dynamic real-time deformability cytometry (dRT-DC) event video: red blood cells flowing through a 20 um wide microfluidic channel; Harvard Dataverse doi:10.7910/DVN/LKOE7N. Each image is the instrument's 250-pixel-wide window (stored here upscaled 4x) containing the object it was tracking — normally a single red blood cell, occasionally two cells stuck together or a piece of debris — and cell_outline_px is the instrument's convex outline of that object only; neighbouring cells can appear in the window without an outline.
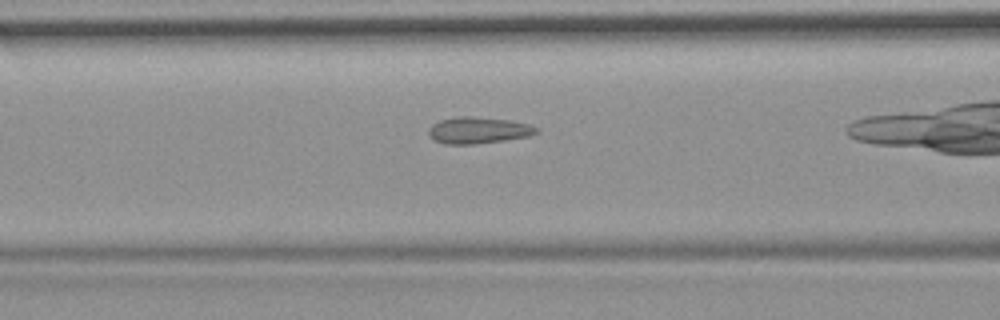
{"species": "common noctule bat (a hibernating species)", "species_latin": "Nyctalus noctula", "temperature_condition": "room temperature", "stored_images_in_passage": 30, "camera_frame_rate_fps": 3000, "um_per_image_px": 0.085, "animal": {"sex": "female", "body_mass_g": 19.9}, "frame": {"image": 1, "passage_image": 9, "time_ms": 2.667, "image_size_px": [1000, 320], "cell_outline_px": [[540, 132], [528, 136], [504, 140], [476, 144], [444, 144], [436, 140], [428, 132], [428, 128], [432, 124], [440, 120], [456, 116], [472, 116], [508, 120], [528, 124], [540, 128]], "centroid_in_image_um": [40.67, 11.06], "position_along_channel_um": 125.9, "area_um2": 16.65}}